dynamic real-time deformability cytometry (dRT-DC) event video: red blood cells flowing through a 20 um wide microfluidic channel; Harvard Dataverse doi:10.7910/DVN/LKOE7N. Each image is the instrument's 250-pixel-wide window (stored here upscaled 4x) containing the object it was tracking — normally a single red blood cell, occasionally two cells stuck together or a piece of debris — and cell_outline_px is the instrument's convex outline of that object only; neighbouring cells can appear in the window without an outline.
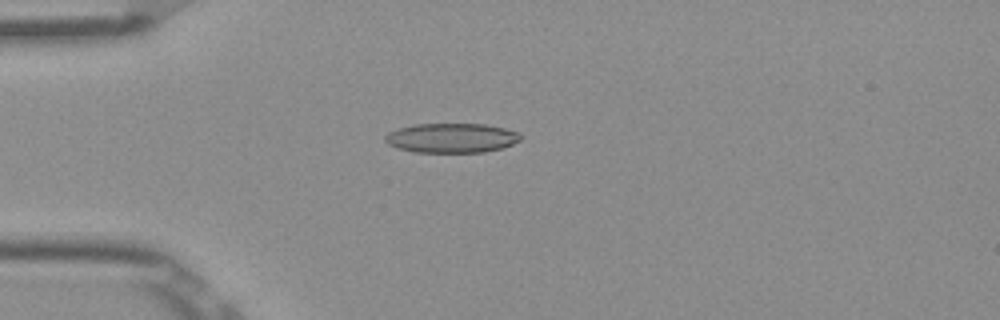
{"species": "Egyptian fruit bat (a non-hibernating species)", "species_latin": "Rousettus aegyptiacus", "temperature_condition": "room temperature", "stored_images_in_passage": 39, "camera_frame_rate_fps": 3000, "um_per_image_px": 0.085, "frame": {"image": 1, "passage_image": 1, "time_ms": 0.0, "image_size_px": [1000, 320], "cell_outline_px": [[520, 140], [504, 148], [484, 152], [416, 152], [396, 148], [388, 144], [384, 140], [384, 136], [388, 132], [400, 128], [416, 124], [484, 124], [504, 128], [520, 132]], "centroid_in_image_um": [38.38, 11.73], "position_along_channel_um": 46.6, "area_um2": 23.35}}
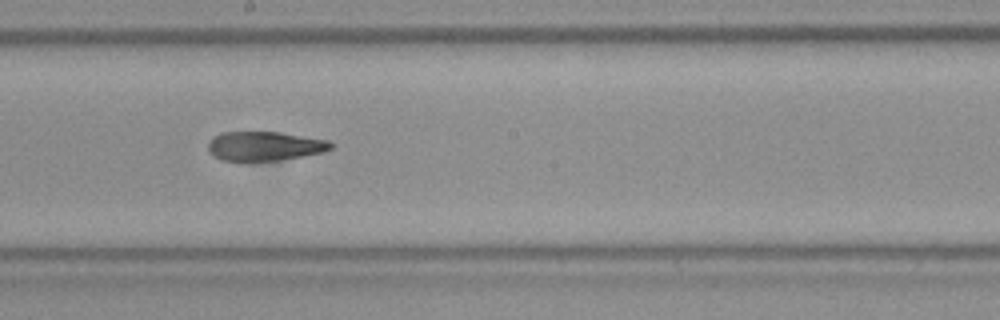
{"frame": {"image": 2, "passage_image": 16, "time_ms": 5.0, "image_size_px": [1000, 320], "cell_outline_px": [[336, 144], [332, 148], [324, 152], [304, 156], [280, 160], [248, 164], [244, 164], [220, 160], [208, 152], [208, 140], [220, 132], [280, 132], [328, 140]], "centroid_in_image_um": [22.45, 12.46], "position_along_channel_um": 225.8, "area_um2": 21.96}}
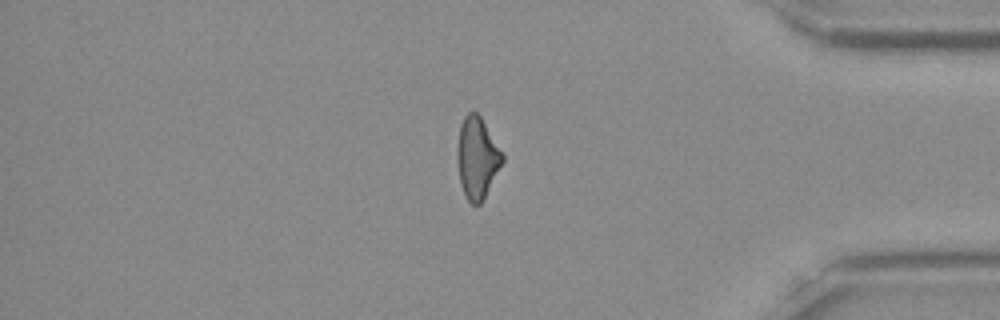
{"frame": {"image": 3, "passage_image": 31, "time_ms": 10.0, "image_size_px": [1000, 320], "cell_outline_px": [[504, 160], [480, 204], [472, 204], [468, 200], [460, 184], [456, 156], [456, 152], [460, 124], [464, 116], [468, 112], [476, 112], [480, 116], [504, 156]], "centroid_in_image_um": [40.52, 13.4], "position_along_channel_um": 394.7, "area_um2": 21.1}, "authors_computed_cell_mechanics": {"area_um2": 21.964, "velocity_mm_per_s": 3.9192, "shape_relaxation_time_tau1_ms": null, "shape_relaxation_time_tau2_ms": 4.1119, "deformation_change_tau1": null, "deformation_change_tau2": 0.1371}}